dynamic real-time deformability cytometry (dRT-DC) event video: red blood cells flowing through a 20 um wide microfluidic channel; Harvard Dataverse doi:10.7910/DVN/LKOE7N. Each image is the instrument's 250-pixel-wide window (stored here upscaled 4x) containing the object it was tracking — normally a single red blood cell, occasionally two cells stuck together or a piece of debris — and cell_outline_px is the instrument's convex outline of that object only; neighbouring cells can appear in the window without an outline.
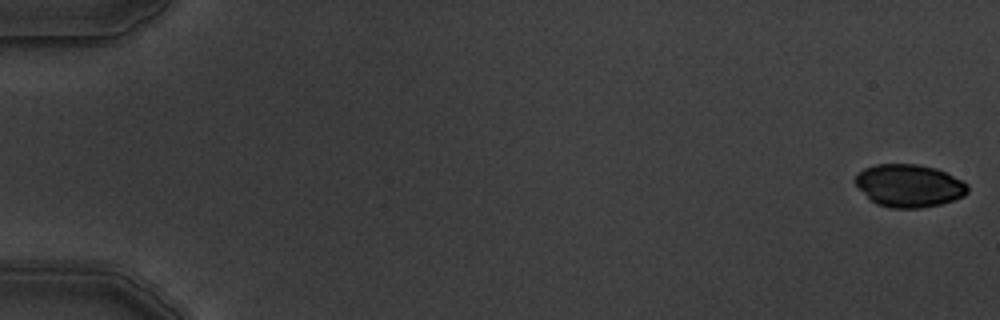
{"species": "common noctule bat (a hibernating species)", "species_latin": "Nyctalus noctula", "temperature_condition": "warm", "stored_images_in_passage": 6, "camera_frame_rate_fps": 3000, "um_per_image_px": 0.085, "animal": {"sex": "male", "body_mass_g": 19.5, "forearm_length_mm": 54.6}, "frame": {"image": 1, "passage_image": 1, "time_ms": 0.0, "image_size_px": [1000, 320], "cell_outline_px": [[968, 192], [964, 196], [940, 204], [920, 208], [888, 208], [876, 204], [856, 184], [856, 176], [864, 168], [876, 164], [916, 164], [936, 168], [968, 184]], "centroid_in_image_um": [77.28, 15.78], "position_along_channel_um": 7.7, "area_um2": 27.63}}
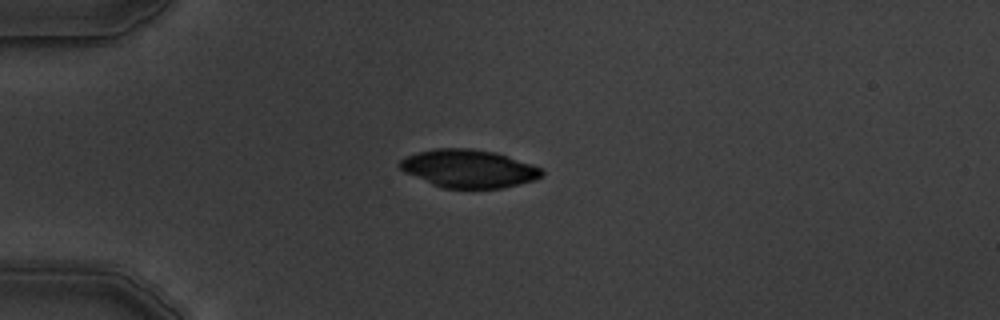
{"frame": {"image": 2, "passage_image": 5, "time_ms": 4.667, "image_size_px": [1000, 320], "cell_outline_px": [[544, 172], [536, 180], [504, 188], [440, 188], [404, 172], [396, 164], [400, 160], [408, 156], [420, 152], [436, 148], [472, 148], [496, 152], [532, 164], [540, 168]], "centroid_in_image_um": [39.83, 14.34], "position_along_channel_um": 45.2, "area_um2": 31.56}}